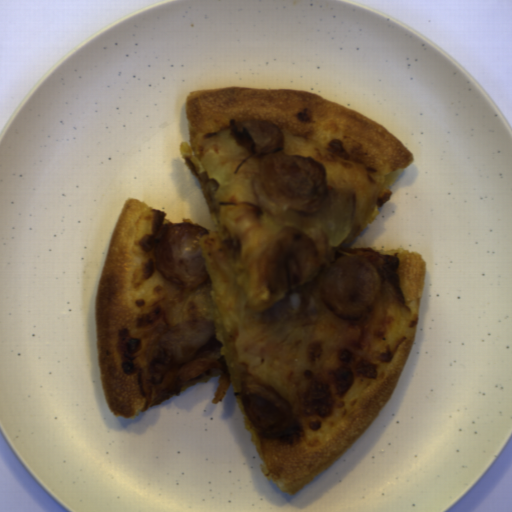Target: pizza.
Returning <instances> with one entry per match:
<instances>
[{"label":"pizza","mask_w":512,"mask_h":512,"mask_svg":"<svg viewBox=\"0 0 512 512\" xmlns=\"http://www.w3.org/2000/svg\"><path fill=\"white\" fill-rule=\"evenodd\" d=\"M188 142L179 146L198 182L217 230L200 241L207 272L186 289L157 268L156 248L176 226L165 211L125 200L113 229L96 296L100 380L114 416L143 412L140 374L154 363L155 344L170 328L208 321L213 338L194 356L226 366L261 471L286 494L297 493L335 462L372 423L392 395L413 347L427 266L407 249H382L375 268L376 299L358 318H343L321 297V283L337 254L352 245L367 220L390 201L393 184L414 157L386 127L366 115L305 91L223 87L190 92L185 102ZM273 121L286 154L325 165L326 195L350 193V234L329 246L315 213L290 211L267 194L262 155L239 123ZM214 152L232 164L233 188L214 201L217 183L199 159ZM314 238L316 268L299 285L272 292L265 265L283 227ZM316 299L315 316L264 323L263 312L286 295ZM285 400L287 432L263 433L248 423L239 400L246 387Z\"/></svg>","instance_id":"dd6c1bee"},{"label":"pizza","mask_w":512,"mask_h":512,"mask_svg":"<svg viewBox=\"0 0 512 512\" xmlns=\"http://www.w3.org/2000/svg\"><path fill=\"white\" fill-rule=\"evenodd\" d=\"M214 377H219V372H217L216 370H208L206 372H204L203 374L197 376L196 378H194L193 380L189 381L188 383L182 385L181 387L177 388L174 392H172L168 399H172L174 397H179L183 392H185L188 388H192V387H196L198 386L199 384H201L202 382L210 379V378H214ZM167 400H164V401H167Z\"/></svg>","instance_id":"d2c48207"}]
</instances>
